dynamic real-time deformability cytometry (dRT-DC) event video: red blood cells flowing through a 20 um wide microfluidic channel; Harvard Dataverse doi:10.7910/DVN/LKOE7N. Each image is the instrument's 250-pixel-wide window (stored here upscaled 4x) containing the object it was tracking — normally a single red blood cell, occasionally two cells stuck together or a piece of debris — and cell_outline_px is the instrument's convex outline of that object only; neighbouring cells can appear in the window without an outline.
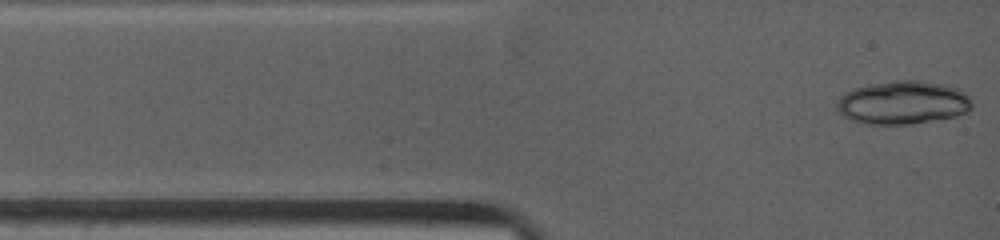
{"species": "common noctule bat (a hibernating species)", "species_latin": "Nyctalus noctula", "temperature_condition": "warm", "stored_images_in_passage": 3, "camera_frame_rate_fps": 4500, "um_per_image_px": 0.085, "animal": {"sex": "female", "body_mass_g": 19.0, "forearm_length_mm": 53.3}, "frame": {"image": 1, "passage_image": 1, "time_ms": 0.0, "image_size_px": [1000, 240], "cell_outline_px": [[972, 108], [968, 112], [956, 116], [912, 124], [864, 124], [852, 120], [836, 112], [836, 100], [844, 92], [868, 84], [896, 80], [920, 80], [944, 84], [956, 88], [964, 92], [972, 100]], "centroid_in_image_um": [76.72, 8.72], "position_along_channel_um": 8.3, "area_um2": 34.51}}